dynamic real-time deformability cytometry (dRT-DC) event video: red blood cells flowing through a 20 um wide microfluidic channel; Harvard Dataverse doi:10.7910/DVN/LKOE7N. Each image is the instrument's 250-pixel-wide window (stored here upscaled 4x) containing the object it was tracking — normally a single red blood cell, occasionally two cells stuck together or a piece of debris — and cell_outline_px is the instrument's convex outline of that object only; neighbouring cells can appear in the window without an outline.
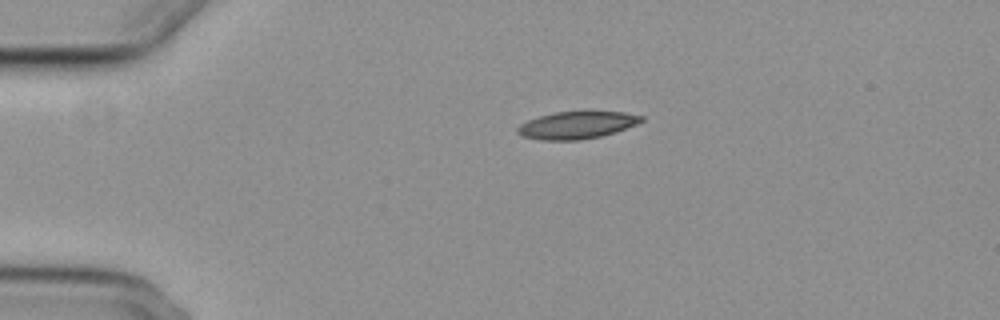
{"species": "common noctule bat (a hibernating species)", "species_latin": "Nyctalus noctula", "temperature_condition": "cold", "stored_images_in_passage": 44, "camera_frame_rate_fps": 3000, "um_per_image_px": 0.085, "animal": {"sex": "female", "body_mass_g": 29.2, "forearm_length_mm": 56.3}, "frame": {"image": 1, "passage_image": 1, "time_ms": 0.0, "image_size_px": [1000, 320], "cell_outline_px": [[644, 120], [636, 124], [616, 132], [600, 136], [580, 140], [540, 140], [524, 136], [516, 132], [516, 128], [520, 124], [528, 120], [540, 116], [556, 112], [624, 112], [644, 116]], "centroid_in_image_um": [49.03, 10.64], "position_along_channel_um": 36.0, "area_um2": 19.54}}
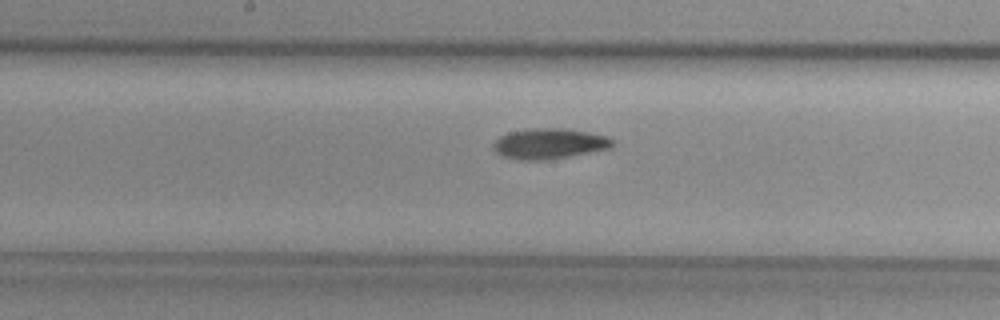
{"frame": {"image": 2, "passage_image": 18, "time_ms": 5.667, "image_size_px": [1000, 320], "cell_outline_px": [[616, 144], [612, 148], [568, 156], [544, 160], [524, 160], [504, 156], [496, 152], [492, 148], [492, 144], [500, 136], [508, 132], [536, 128], [564, 128], [588, 132], [608, 136], [616, 140]], "centroid_in_image_um": [46.74, 12.2], "position_along_channel_um": 201.5, "area_um2": 21.21}}
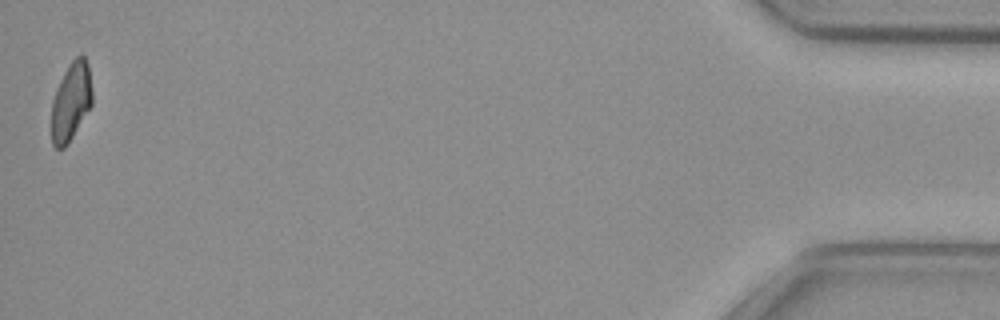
{"frame": {"image": 3, "passage_image": 44, "time_ms": 14.333, "image_size_px": [1000, 320], "cell_outline_px": [[92, 104], [72, 136], [64, 148], [56, 148], [52, 144], [52, 100], [56, 88], [64, 72], [72, 60], [80, 52], [84, 56], [88, 64], [92, 92]], "centroid_in_image_um": [6.03, 8.59], "position_along_channel_um": 429.2, "area_um2": 18.38}}